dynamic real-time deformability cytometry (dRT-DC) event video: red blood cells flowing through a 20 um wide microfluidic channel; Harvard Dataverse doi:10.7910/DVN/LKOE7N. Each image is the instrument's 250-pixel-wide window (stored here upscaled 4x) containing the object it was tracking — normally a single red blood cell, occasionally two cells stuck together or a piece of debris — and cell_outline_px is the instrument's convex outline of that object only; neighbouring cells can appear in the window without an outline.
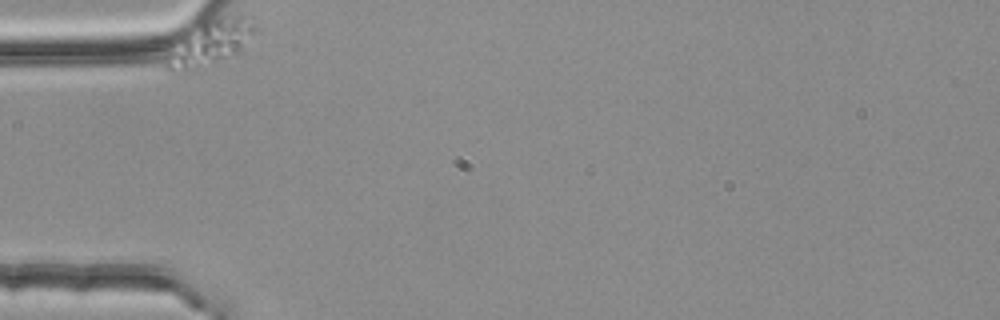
{"species": "common noctule bat (a hibernating species)", "species_latin": "Nyctalus noctula", "temperature_condition": "room temperature", "stored_images_in_passage": 2, "camera_frame_rate_fps": 3000, "um_per_image_px": 0.085, "animal": {"sex": "female", "body_mass_g": 25.1}, "frame": {"image": 1, "passage_image": 1, "time_ms": 0.0, "image_size_px": [1000, 320], "cell_outline_px": [[256, 32], [236, 52], [216, 64], [192, 72], [172, 72], [164, 64], [164, 56], [180, 40], [204, 24], [212, 20], [224, 16], [240, 16], [256, 24]], "centroid_in_image_um": [17.83, 3.75], "position_along_channel_um": 67.2, "area_um2": 22.48}}